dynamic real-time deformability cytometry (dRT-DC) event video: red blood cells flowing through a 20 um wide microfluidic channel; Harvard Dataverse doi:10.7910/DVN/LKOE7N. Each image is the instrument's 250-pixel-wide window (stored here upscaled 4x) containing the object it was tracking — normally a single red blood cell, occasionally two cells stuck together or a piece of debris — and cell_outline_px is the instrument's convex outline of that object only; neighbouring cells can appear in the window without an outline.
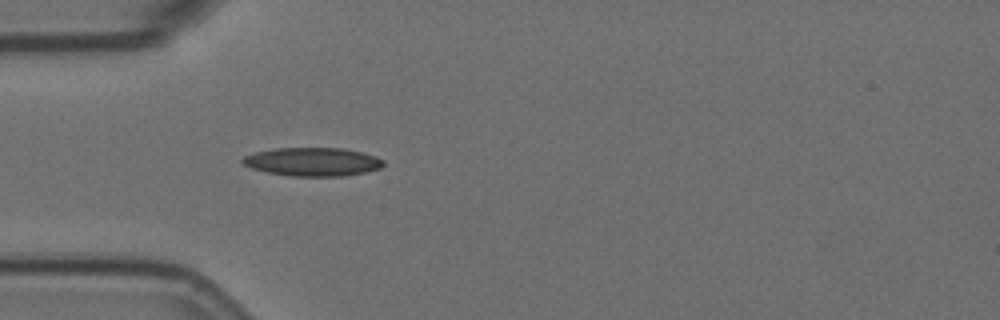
{"species": "Egyptian fruit bat (a non-hibernating species)", "species_latin": "Rousettus aegyptiacus", "temperature_condition": "room temperature", "stored_images_in_passage": 1, "camera_frame_rate_fps": 3000, "um_per_image_px": 0.085, "animal": {"sex": "female"}, "frame": {"image": 1, "passage_image": 1, "time_ms": 0.0, "image_size_px": [1000, 320], "cell_outline_px": [[384, 164], [380, 168], [364, 172], [344, 176], [292, 176], [268, 172], [252, 168], [244, 164], [240, 160], [244, 156], [256, 152], [276, 148], [344, 148], [364, 152], [376, 156], [384, 160]], "centroid_in_image_um": [26.6, 13.74], "position_along_channel_um": 58.4, "area_um2": 23.35}}